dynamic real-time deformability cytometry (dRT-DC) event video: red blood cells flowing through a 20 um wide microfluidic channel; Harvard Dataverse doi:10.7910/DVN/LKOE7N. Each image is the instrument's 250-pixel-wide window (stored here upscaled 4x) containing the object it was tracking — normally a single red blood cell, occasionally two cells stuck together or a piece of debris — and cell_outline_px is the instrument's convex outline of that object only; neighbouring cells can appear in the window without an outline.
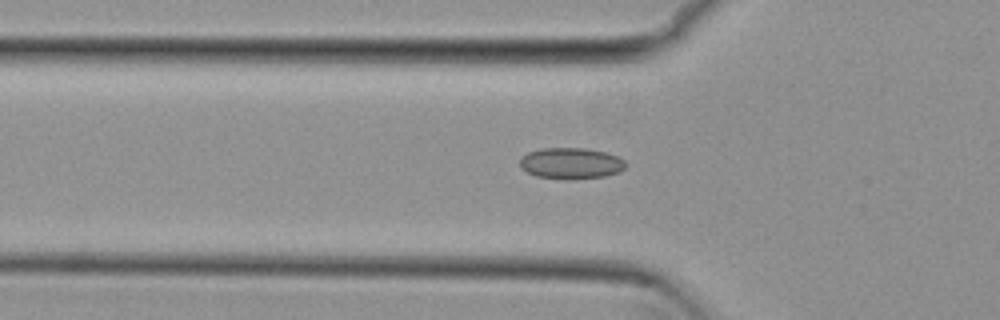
{"species": "common noctule bat (a hibernating species)", "species_latin": "Nyctalus noctula", "temperature_condition": "cold", "stored_images_in_passage": 48, "camera_frame_rate_fps": 3000, "um_per_image_px": 0.085, "animal": {"sex": "female", "body_mass_g": 29.2, "forearm_length_mm": 56.3}, "frame": {"image": 1, "passage_image": 12, "time_ms": 3.667, "image_size_px": [1000, 320], "cell_outline_px": [[624, 168], [620, 172], [604, 176], [568, 180], [564, 180], [536, 176], [520, 168], [520, 160], [528, 152], [540, 148], [584, 148], [604, 152], [616, 156], [624, 160]], "centroid_in_image_um": [48.5, 13.89], "position_along_channel_um": 77.3, "area_um2": 19.19}}
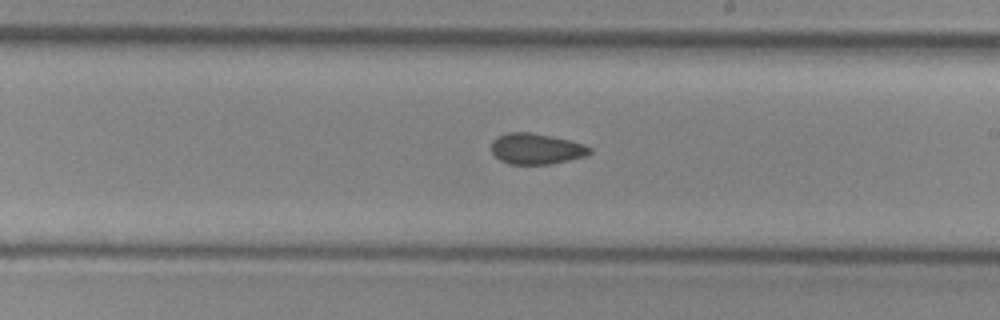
{"frame": {"image": 2, "passage_image": 25, "time_ms": 8.0, "image_size_px": [1000, 320], "cell_outline_px": [[592, 152], [588, 156], [552, 164], [508, 164], [500, 160], [492, 152], [492, 140], [496, 136], [508, 132], [532, 132], [552, 136], [584, 144], [592, 148]], "centroid_in_image_um": [45.6, 12.65], "position_along_channel_um": 243.4, "area_um2": 17.92}}
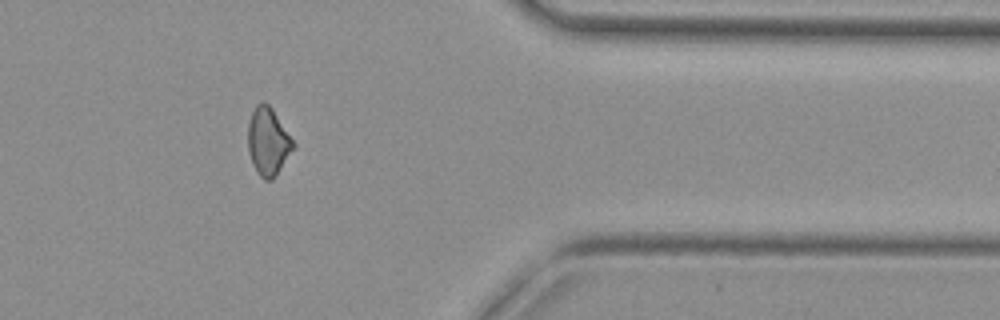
{"frame": {"image": 3, "passage_image": 38, "time_ms": 12.333, "image_size_px": [1000, 320], "cell_outline_px": [[296, 144], [276, 176], [272, 180], [264, 180], [256, 172], [252, 164], [248, 152], [248, 124], [252, 112], [256, 104], [268, 104], [272, 108]], "centroid_in_image_um": [22.78, 12.07], "position_along_channel_um": 388.6, "area_um2": 17.8}, "authors_computed_cell_mechanics": {"area_um2": 18.1781, "velocity_mm_per_s": 3.8189, "shape_relaxation_time_tau1_ms": null, "shape_relaxation_time_tau2_ms": 3.6748, "deformation_change_tau1": null, "deformation_change_tau2": 0.0807}}